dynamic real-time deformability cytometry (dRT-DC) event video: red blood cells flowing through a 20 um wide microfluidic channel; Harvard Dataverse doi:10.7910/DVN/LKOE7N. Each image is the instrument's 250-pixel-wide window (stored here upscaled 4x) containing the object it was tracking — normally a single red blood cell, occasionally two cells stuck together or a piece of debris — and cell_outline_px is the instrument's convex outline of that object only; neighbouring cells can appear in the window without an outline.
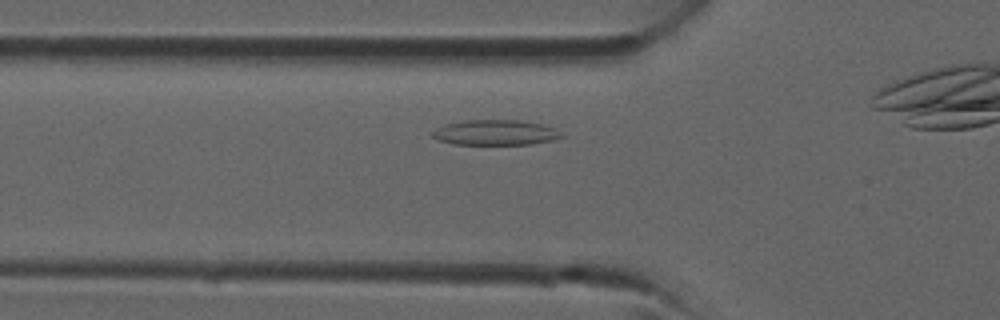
{"species": "common noctule bat (a hibernating species)", "species_latin": "Nyctalus noctula", "temperature_condition": "room temperature", "stored_images_in_passage": 10, "segment_of_instrument_passage": [1, 2], "camera_frame_rate_fps": 3000, "um_per_image_px": 0.085, "animal": {"sex": "male", "forearm_length_mm": 52.5}, "frame": {"image": 1, "passage_image": 2, "time_ms": 0.333, "image_size_px": [1000, 320], "cell_outline_px": [[564, 136], [552, 140], [532, 144], [452, 144], [440, 140], [432, 136], [432, 132], [444, 124], [464, 120], [516, 120], [540, 124], [552, 128], [560, 132]], "centroid_in_image_um": [42.08, 11.27], "position_along_channel_um": 83.7, "area_um2": 18.73}}
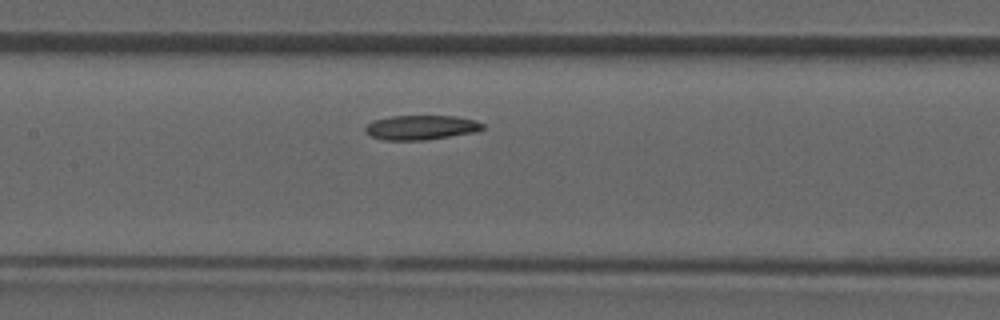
{"frame": {"image": 2, "passage_image": 7, "time_ms": 2.0, "image_size_px": [1000, 320], "cell_outline_px": [[484, 128], [472, 132], [424, 140], [384, 140], [372, 136], [364, 132], [364, 128], [372, 120], [392, 116], [456, 116], [476, 120], [484, 124]], "centroid_in_image_um": [35.75, 10.82], "position_along_channel_um": 171.7, "area_um2": 16.65}}
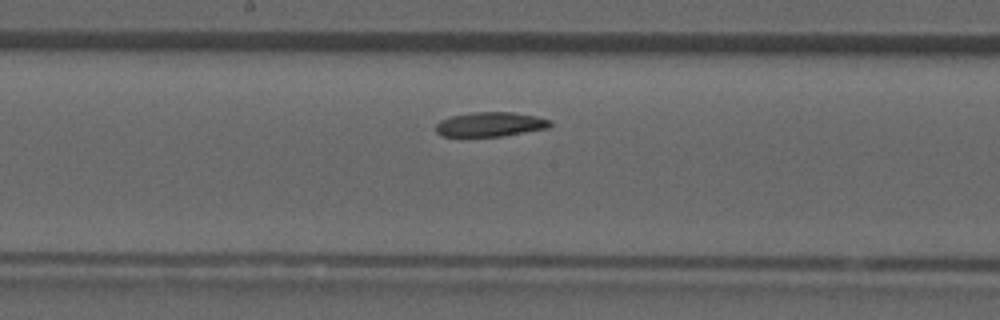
{"frame": {"image": 3, "passage_image": 9, "time_ms": 2.667, "image_size_px": [1000, 320], "cell_outline_px": [[552, 124], [548, 128], [500, 136], [440, 136], [436, 132], [436, 124], [440, 120], [452, 116], [472, 112], [512, 112], [536, 116], [552, 120]], "centroid_in_image_um": [41.67, 10.56], "position_along_channel_um": 206.5, "area_um2": 16.24}}